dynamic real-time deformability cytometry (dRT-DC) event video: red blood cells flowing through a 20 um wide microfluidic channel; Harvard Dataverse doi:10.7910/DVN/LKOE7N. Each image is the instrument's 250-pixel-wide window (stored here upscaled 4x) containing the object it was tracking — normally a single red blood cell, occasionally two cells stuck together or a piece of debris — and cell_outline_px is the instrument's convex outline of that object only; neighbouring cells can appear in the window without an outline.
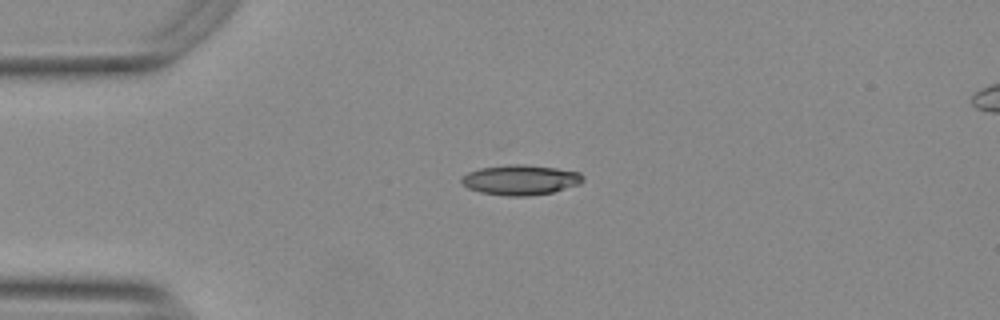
{"species": "Egyptian fruit bat (a non-hibernating species)", "species_latin": "Rousettus aegyptiacus", "temperature_condition": "warm", "stored_images_in_passage": 42, "camera_frame_rate_fps": 3000, "um_per_image_px": 0.085, "animal": {"sex": "female"}, "frame": {"image": 1, "passage_image": 1, "time_ms": 0.0, "image_size_px": [1000, 320], "cell_outline_px": [[584, 180], [580, 184], [552, 192], [528, 196], [508, 196], [480, 192], [468, 188], [460, 180], [468, 172], [480, 168], [516, 164], [520, 164], [556, 168], [580, 172], [584, 176]], "centroid_in_image_um": [44.27, 15.29], "position_along_channel_um": 40.7, "area_um2": 21.1}}
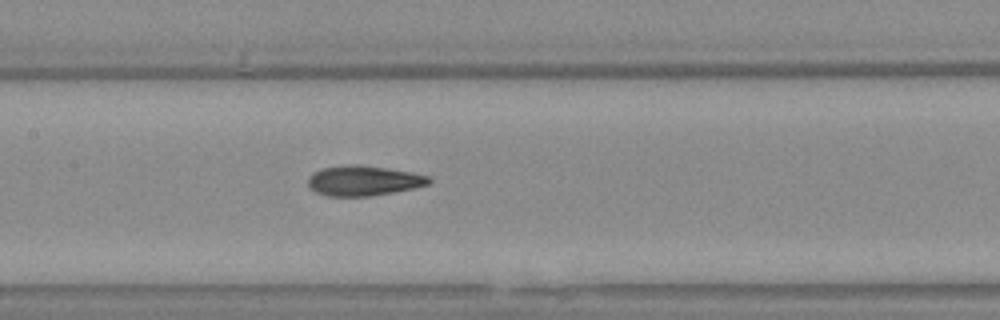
{"frame": {"image": 2, "passage_image": 14, "time_ms": 4.333, "image_size_px": [1000, 320], "cell_outline_px": [[432, 180], [428, 184], [412, 188], [392, 192], [368, 196], [328, 196], [316, 192], [308, 184], [308, 180], [312, 172], [320, 168], [348, 164], [356, 164], [412, 172], [428, 176]], "centroid_in_image_um": [30.86, 15.35], "position_along_channel_um": 176.5, "area_um2": 20.98}}
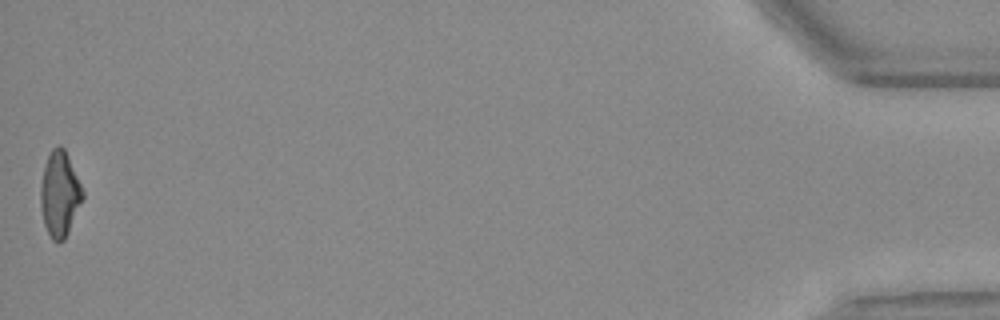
{"frame": {"image": 3, "passage_image": 42, "time_ms": 13.667, "image_size_px": [1000, 320], "cell_outline_px": [[84, 200], [64, 240], [52, 240], [44, 224], [40, 204], [40, 188], [44, 168], [48, 156], [52, 148], [60, 144], [64, 148], [68, 156], [84, 192]], "centroid_in_image_um": [5.09, 16.49], "position_along_channel_um": 430.1, "area_um2": 20.81}, "authors_computed_cell_mechanics": {"area_um2": 21.0392, "velocity_mm_per_s": 3.7701, "shape_relaxation_time_tau1_ms": 11.132, "shape_relaxation_time_tau2_ms": 2.6492, "deformation_change_tau1": 0.2624, "deformation_change_tau2": 0.1112}}